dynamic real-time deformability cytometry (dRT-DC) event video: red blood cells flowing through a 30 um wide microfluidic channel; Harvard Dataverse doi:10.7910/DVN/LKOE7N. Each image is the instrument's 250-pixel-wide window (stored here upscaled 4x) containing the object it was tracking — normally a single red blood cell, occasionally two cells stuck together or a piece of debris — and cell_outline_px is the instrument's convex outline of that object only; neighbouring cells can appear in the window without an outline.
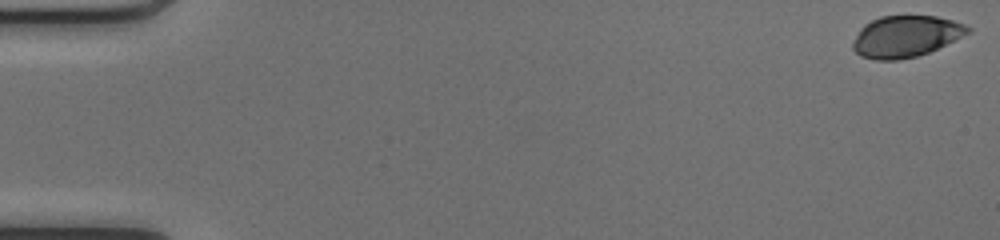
{"species": "common noctule bat (a hibernating species)", "species_latin": "Nyctalus noctula", "temperature_condition": "cold", "stored_images_in_passage": 50, "camera_frame_rate_fps": 3000, "um_per_image_px": 0.085, "animal": {"sex": "female", "body_mass_g": 17.0, "forearm_length_mm": 48.0}, "frame": {"image": 1, "passage_image": 1, "time_ms": 0.0, "image_size_px": [1000, 240], "cell_outline_px": [[972, 28], [968, 32], [928, 52], [916, 56], [896, 60], [876, 60], [860, 56], [852, 48], [852, 44], [860, 28], [864, 24], [880, 16], [936, 16], [952, 20], [964, 24]], "centroid_in_image_um": [76.93, 3.09], "position_along_channel_um": 8.1, "area_um2": 27.34}}
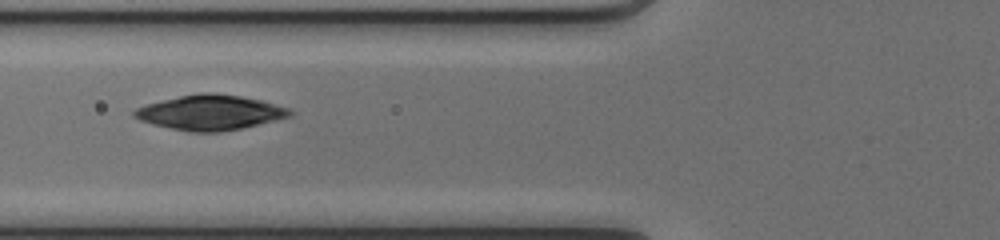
{"frame": {"image": 2, "passage_image": 20, "time_ms": 6.333, "image_size_px": [1000, 240], "cell_outline_px": [[292, 116], [240, 128], [220, 132], [188, 132], [152, 124], [140, 120], [132, 116], [132, 112], [136, 108], [148, 104], [180, 96], [200, 92], [208, 92], [240, 96], [260, 100], [292, 108]], "centroid_in_image_um": [17.87, 9.56], "position_along_channel_um": 107.9, "area_um2": 31.5}}
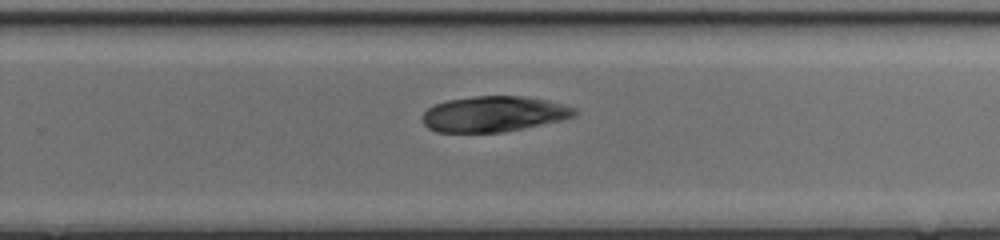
{"frame": {"image": 3, "passage_image": 33, "time_ms": 10.667, "image_size_px": [1000, 240], "cell_outline_px": [[576, 116], [560, 120], [504, 132], [436, 132], [428, 128], [424, 124], [424, 112], [428, 108], [436, 104], [448, 100], [472, 96], [524, 96], [548, 100], [576, 108]], "centroid_in_image_um": [41.98, 9.68], "position_along_channel_um": 287.8, "area_um2": 31.39}}